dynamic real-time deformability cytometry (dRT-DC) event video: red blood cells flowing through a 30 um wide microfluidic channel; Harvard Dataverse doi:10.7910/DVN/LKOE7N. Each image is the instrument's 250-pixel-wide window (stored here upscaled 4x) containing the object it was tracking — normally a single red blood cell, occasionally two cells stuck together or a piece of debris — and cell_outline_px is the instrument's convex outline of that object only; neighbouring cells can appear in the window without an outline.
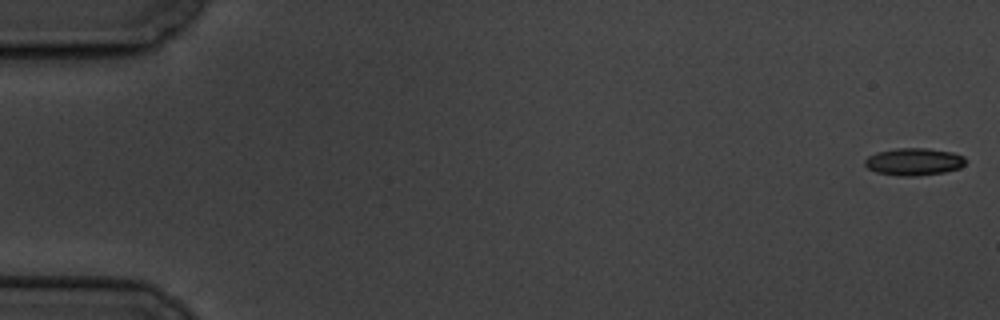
{"species": "common noctule bat (a hibernating species)", "species_latin": "Nyctalus noctula", "temperature_condition": "cold", "stored_images_in_passage": 7, "camera_frame_rate_fps": 3000, "um_per_image_px": 0.085, "animal": {"sex": "male", "body_mass_g": 19.5, "forearm_length_mm": 54.6}, "frame": {"image": 1, "passage_image": 1, "time_ms": 0.0, "image_size_px": [1000, 320], "cell_outline_px": [[968, 160], [960, 168], [944, 172], [916, 176], [900, 176], [876, 172], [868, 168], [864, 164], [864, 160], [868, 156], [876, 152], [896, 148], [928, 148], [952, 152], [964, 156]], "centroid_in_image_um": [77.69, 13.74], "position_along_channel_um": 7.3, "area_um2": 16.18}}